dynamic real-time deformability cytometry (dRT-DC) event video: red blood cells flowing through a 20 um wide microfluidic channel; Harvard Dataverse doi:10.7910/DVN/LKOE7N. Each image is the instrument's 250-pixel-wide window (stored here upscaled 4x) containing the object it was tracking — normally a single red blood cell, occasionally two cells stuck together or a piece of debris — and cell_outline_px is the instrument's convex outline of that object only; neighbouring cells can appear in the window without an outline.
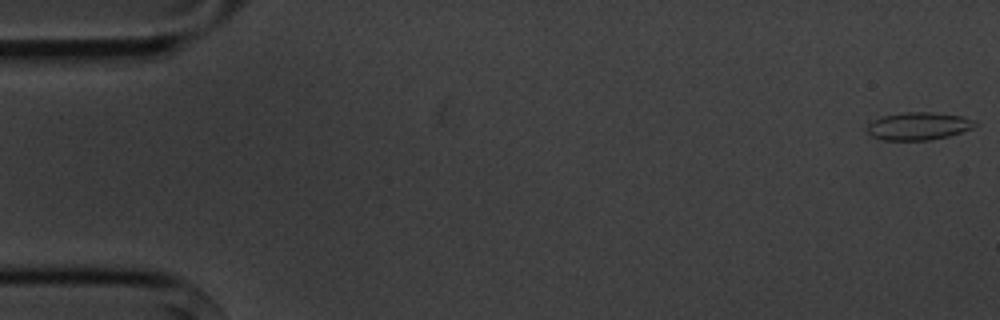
{"species": "common noctule bat (a hibernating species)", "species_latin": "Nyctalus noctula", "temperature_condition": "cold", "stored_images_in_passage": 5, "camera_frame_rate_fps": 3000, "um_per_image_px": 0.085, "animal": {"sex": "male", "body_mass_g": 20.1, "forearm_length_mm": 53.5}, "frame": {"image": 1, "passage_image": 1, "time_ms": 0.0, "image_size_px": [1000, 320], "cell_outline_px": [[976, 124], [972, 128], [948, 136], [932, 140], [880, 140], [872, 136], [868, 132], [868, 124], [872, 120], [880, 116], [904, 112], [932, 112], [960, 116], [972, 120]], "centroid_in_image_um": [78.01, 10.72], "position_along_channel_um": 7.0, "area_um2": 17.34}}
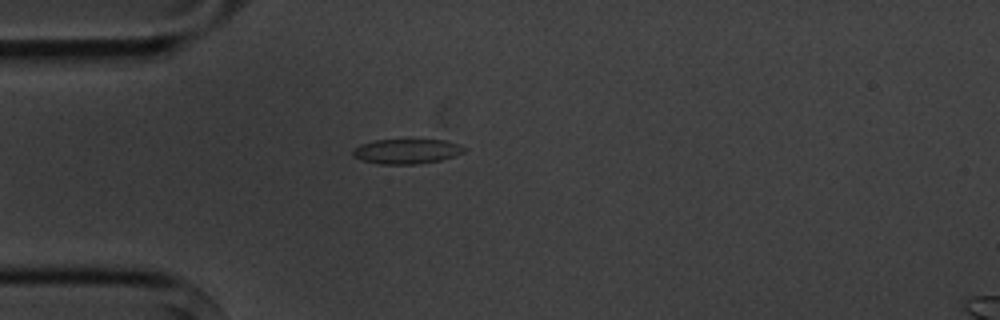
{"frame": {"image": 2, "passage_image": 5, "time_ms": 4.667, "image_size_px": [1000, 320], "cell_outline_px": [[468, 148], [464, 152], [456, 156], [440, 160], [416, 164], [380, 164], [360, 160], [352, 156], [352, 148], [360, 144], [376, 140], [444, 140], [460, 144]], "centroid_in_image_um": [34.56, 12.86], "position_along_channel_um": 50.4, "area_um2": 16.3}}